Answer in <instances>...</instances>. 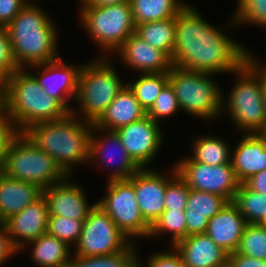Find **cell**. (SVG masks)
<instances>
[{
  "label": "cell",
  "mask_w": 266,
  "mask_h": 267,
  "mask_svg": "<svg viewBox=\"0 0 266 267\" xmlns=\"http://www.w3.org/2000/svg\"><path fill=\"white\" fill-rule=\"evenodd\" d=\"M227 22L225 28L210 24L188 2L176 16L172 65L212 75L231 74L241 68L252 52L225 33L227 28L238 26L232 17Z\"/></svg>",
  "instance_id": "6da1fadb"
},
{
  "label": "cell",
  "mask_w": 266,
  "mask_h": 267,
  "mask_svg": "<svg viewBox=\"0 0 266 267\" xmlns=\"http://www.w3.org/2000/svg\"><path fill=\"white\" fill-rule=\"evenodd\" d=\"M35 1L29 3L5 28L19 69L58 59V27Z\"/></svg>",
  "instance_id": "7a4b0ae2"
},
{
  "label": "cell",
  "mask_w": 266,
  "mask_h": 267,
  "mask_svg": "<svg viewBox=\"0 0 266 267\" xmlns=\"http://www.w3.org/2000/svg\"><path fill=\"white\" fill-rule=\"evenodd\" d=\"M93 123L69 113L60 120L40 122L23 133L51 156L67 176H73L78 164L89 162Z\"/></svg>",
  "instance_id": "3957f363"
},
{
  "label": "cell",
  "mask_w": 266,
  "mask_h": 267,
  "mask_svg": "<svg viewBox=\"0 0 266 267\" xmlns=\"http://www.w3.org/2000/svg\"><path fill=\"white\" fill-rule=\"evenodd\" d=\"M4 109L19 133L40 122L63 119L70 113L45 93L28 69L16 70L4 82Z\"/></svg>",
  "instance_id": "277c9868"
},
{
  "label": "cell",
  "mask_w": 266,
  "mask_h": 267,
  "mask_svg": "<svg viewBox=\"0 0 266 267\" xmlns=\"http://www.w3.org/2000/svg\"><path fill=\"white\" fill-rule=\"evenodd\" d=\"M112 57L97 56L84 62L79 76L77 105L72 114L94 123L127 85L121 80ZM78 107V110L77 108Z\"/></svg>",
  "instance_id": "5b68a950"
},
{
  "label": "cell",
  "mask_w": 266,
  "mask_h": 267,
  "mask_svg": "<svg viewBox=\"0 0 266 267\" xmlns=\"http://www.w3.org/2000/svg\"><path fill=\"white\" fill-rule=\"evenodd\" d=\"M233 76L236 81L230 93L223 91L221 114L229 115L238 132L255 134L266 124L261 78L246 63Z\"/></svg>",
  "instance_id": "8992f818"
},
{
  "label": "cell",
  "mask_w": 266,
  "mask_h": 267,
  "mask_svg": "<svg viewBox=\"0 0 266 267\" xmlns=\"http://www.w3.org/2000/svg\"><path fill=\"white\" fill-rule=\"evenodd\" d=\"M78 18L92 43L102 51L99 57H114V52L135 32L130 2L114 5H81Z\"/></svg>",
  "instance_id": "52a82bcc"
},
{
  "label": "cell",
  "mask_w": 266,
  "mask_h": 267,
  "mask_svg": "<svg viewBox=\"0 0 266 267\" xmlns=\"http://www.w3.org/2000/svg\"><path fill=\"white\" fill-rule=\"evenodd\" d=\"M214 76L171 67L168 72L169 84L183 113L210 122L221 117L223 90Z\"/></svg>",
  "instance_id": "ba28073f"
},
{
  "label": "cell",
  "mask_w": 266,
  "mask_h": 267,
  "mask_svg": "<svg viewBox=\"0 0 266 267\" xmlns=\"http://www.w3.org/2000/svg\"><path fill=\"white\" fill-rule=\"evenodd\" d=\"M0 170L8 177L36 184L42 189L60 183L67 177L54 159L24 133H19L11 141Z\"/></svg>",
  "instance_id": "9c48e42d"
},
{
  "label": "cell",
  "mask_w": 266,
  "mask_h": 267,
  "mask_svg": "<svg viewBox=\"0 0 266 267\" xmlns=\"http://www.w3.org/2000/svg\"><path fill=\"white\" fill-rule=\"evenodd\" d=\"M106 186L103 198L96 204L132 242L139 238L148 239L151 225L142 216L137 203L133 175L128 179L107 181Z\"/></svg>",
  "instance_id": "30bf717a"
},
{
  "label": "cell",
  "mask_w": 266,
  "mask_h": 267,
  "mask_svg": "<svg viewBox=\"0 0 266 267\" xmlns=\"http://www.w3.org/2000/svg\"><path fill=\"white\" fill-rule=\"evenodd\" d=\"M132 241L97 204L84 220L74 255L102 256L125 250Z\"/></svg>",
  "instance_id": "8fae6325"
},
{
  "label": "cell",
  "mask_w": 266,
  "mask_h": 267,
  "mask_svg": "<svg viewBox=\"0 0 266 267\" xmlns=\"http://www.w3.org/2000/svg\"><path fill=\"white\" fill-rule=\"evenodd\" d=\"M179 177L192 190L204 191L233 200L240 183L232 164L207 165L193 161L189 155L173 164Z\"/></svg>",
  "instance_id": "7c38bea8"
},
{
  "label": "cell",
  "mask_w": 266,
  "mask_h": 267,
  "mask_svg": "<svg viewBox=\"0 0 266 267\" xmlns=\"http://www.w3.org/2000/svg\"><path fill=\"white\" fill-rule=\"evenodd\" d=\"M89 163L94 165L96 163L95 166H99V168L110 167L109 169L112 171L109 175L107 174L108 181L128 179L141 169L127 153L116 131L94 125L91 130Z\"/></svg>",
  "instance_id": "4fadbf2b"
},
{
  "label": "cell",
  "mask_w": 266,
  "mask_h": 267,
  "mask_svg": "<svg viewBox=\"0 0 266 267\" xmlns=\"http://www.w3.org/2000/svg\"><path fill=\"white\" fill-rule=\"evenodd\" d=\"M30 73L47 95L57 99L70 113L74 106L70 104L76 100L78 94L79 76L83 64L72 65L63 61L61 56L53 61L28 66ZM72 99V100H71ZM73 106V107H72Z\"/></svg>",
  "instance_id": "5bb4252c"
},
{
  "label": "cell",
  "mask_w": 266,
  "mask_h": 267,
  "mask_svg": "<svg viewBox=\"0 0 266 267\" xmlns=\"http://www.w3.org/2000/svg\"><path fill=\"white\" fill-rule=\"evenodd\" d=\"M127 153L141 168H149L164 145L161 125L146 116L116 131ZM158 153V154H157Z\"/></svg>",
  "instance_id": "9a60e30c"
},
{
  "label": "cell",
  "mask_w": 266,
  "mask_h": 267,
  "mask_svg": "<svg viewBox=\"0 0 266 267\" xmlns=\"http://www.w3.org/2000/svg\"><path fill=\"white\" fill-rule=\"evenodd\" d=\"M171 168L168 173L165 171L160 173V169L156 170V168H141L133 174L137 203L142 216L151 226L165 210V189L167 183L177 174L173 165Z\"/></svg>",
  "instance_id": "2e32d148"
},
{
  "label": "cell",
  "mask_w": 266,
  "mask_h": 267,
  "mask_svg": "<svg viewBox=\"0 0 266 267\" xmlns=\"http://www.w3.org/2000/svg\"><path fill=\"white\" fill-rule=\"evenodd\" d=\"M122 62L121 65L128 67L136 73H168L171 69V58L162 50L156 49L144 41L135 32L114 52ZM130 67V68H129Z\"/></svg>",
  "instance_id": "e0dca14e"
},
{
  "label": "cell",
  "mask_w": 266,
  "mask_h": 267,
  "mask_svg": "<svg viewBox=\"0 0 266 267\" xmlns=\"http://www.w3.org/2000/svg\"><path fill=\"white\" fill-rule=\"evenodd\" d=\"M67 176L62 182L43 189V196L48 203L49 215L85 220L89 212L96 206V201L88 202L83 187L69 180Z\"/></svg>",
  "instance_id": "ac0fdd59"
},
{
  "label": "cell",
  "mask_w": 266,
  "mask_h": 267,
  "mask_svg": "<svg viewBox=\"0 0 266 267\" xmlns=\"http://www.w3.org/2000/svg\"><path fill=\"white\" fill-rule=\"evenodd\" d=\"M48 203L42 196L36 202L4 221L12 244L20 251L28 242L47 232Z\"/></svg>",
  "instance_id": "d6986e66"
},
{
  "label": "cell",
  "mask_w": 266,
  "mask_h": 267,
  "mask_svg": "<svg viewBox=\"0 0 266 267\" xmlns=\"http://www.w3.org/2000/svg\"><path fill=\"white\" fill-rule=\"evenodd\" d=\"M247 221L236 205L230 201L208 220L206 234L227 254L236 252Z\"/></svg>",
  "instance_id": "ffe728a7"
},
{
  "label": "cell",
  "mask_w": 266,
  "mask_h": 267,
  "mask_svg": "<svg viewBox=\"0 0 266 267\" xmlns=\"http://www.w3.org/2000/svg\"><path fill=\"white\" fill-rule=\"evenodd\" d=\"M173 247L185 267H227L228 254L206 233L187 236Z\"/></svg>",
  "instance_id": "44dd1931"
},
{
  "label": "cell",
  "mask_w": 266,
  "mask_h": 267,
  "mask_svg": "<svg viewBox=\"0 0 266 267\" xmlns=\"http://www.w3.org/2000/svg\"><path fill=\"white\" fill-rule=\"evenodd\" d=\"M234 149H232L231 163L240 184L253 175L266 170V147L255 133L242 134Z\"/></svg>",
  "instance_id": "7402d4cb"
},
{
  "label": "cell",
  "mask_w": 266,
  "mask_h": 267,
  "mask_svg": "<svg viewBox=\"0 0 266 267\" xmlns=\"http://www.w3.org/2000/svg\"><path fill=\"white\" fill-rule=\"evenodd\" d=\"M42 196L40 186L13 179L0 170V221L4 222Z\"/></svg>",
  "instance_id": "603a6c76"
},
{
  "label": "cell",
  "mask_w": 266,
  "mask_h": 267,
  "mask_svg": "<svg viewBox=\"0 0 266 267\" xmlns=\"http://www.w3.org/2000/svg\"><path fill=\"white\" fill-rule=\"evenodd\" d=\"M146 116L147 112L126 85L93 125L106 130L117 131L121 127L139 121Z\"/></svg>",
  "instance_id": "cb8c5ba5"
},
{
  "label": "cell",
  "mask_w": 266,
  "mask_h": 267,
  "mask_svg": "<svg viewBox=\"0 0 266 267\" xmlns=\"http://www.w3.org/2000/svg\"><path fill=\"white\" fill-rule=\"evenodd\" d=\"M228 202L220 195L190 189L184 210L187 236L206 233L208 220L221 211Z\"/></svg>",
  "instance_id": "d4e9b609"
},
{
  "label": "cell",
  "mask_w": 266,
  "mask_h": 267,
  "mask_svg": "<svg viewBox=\"0 0 266 267\" xmlns=\"http://www.w3.org/2000/svg\"><path fill=\"white\" fill-rule=\"evenodd\" d=\"M25 248L31 249L30 259L37 267H67L73 254L71 246L47 232L28 242L19 252Z\"/></svg>",
  "instance_id": "484cf974"
},
{
  "label": "cell",
  "mask_w": 266,
  "mask_h": 267,
  "mask_svg": "<svg viewBox=\"0 0 266 267\" xmlns=\"http://www.w3.org/2000/svg\"><path fill=\"white\" fill-rule=\"evenodd\" d=\"M193 138L192 153L189 156L193 161L207 165L232 164V148L224 137L220 138L211 133Z\"/></svg>",
  "instance_id": "4316f807"
},
{
  "label": "cell",
  "mask_w": 266,
  "mask_h": 267,
  "mask_svg": "<svg viewBox=\"0 0 266 267\" xmlns=\"http://www.w3.org/2000/svg\"><path fill=\"white\" fill-rule=\"evenodd\" d=\"M187 4L183 0H130L135 25L176 17Z\"/></svg>",
  "instance_id": "83f0119b"
},
{
  "label": "cell",
  "mask_w": 266,
  "mask_h": 267,
  "mask_svg": "<svg viewBox=\"0 0 266 267\" xmlns=\"http://www.w3.org/2000/svg\"><path fill=\"white\" fill-rule=\"evenodd\" d=\"M135 33L154 48L172 57L175 46L176 17L136 25Z\"/></svg>",
  "instance_id": "f1b7e54d"
},
{
  "label": "cell",
  "mask_w": 266,
  "mask_h": 267,
  "mask_svg": "<svg viewBox=\"0 0 266 267\" xmlns=\"http://www.w3.org/2000/svg\"><path fill=\"white\" fill-rule=\"evenodd\" d=\"M137 243L132 242L125 250L110 255L80 256L72 254L67 267H138ZM136 245V246H135Z\"/></svg>",
  "instance_id": "f546056e"
},
{
  "label": "cell",
  "mask_w": 266,
  "mask_h": 267,
  "mask_svg": "<svg viewBox=\"0 0 266 267\" xmlns=\"http://www.w3.org/2000/svg\"><path fill=\"white\" fill-rule=\"evenodd\" d=\"M133 82L126 83L142 108L148 112L155 100L169 83L168 73L139 74Z\"/></svg>",
  "instance_id": "4dcf8cb0"
},
{
  "label": "cell",
  "mask_w": 266,
  "mask_h": 267,
  "mask_svg": "<svg viewBox=\"0 0 266 267\" xmlns=\"http://www.w3.org/2000/svg\"><path fill=\"white\" fill-rule=\"evenodd\" d=\"M167 234V235H166ZM170 235V245L174 246L187 237L186 217L184 210L165 209L151 226L149 238H160Z\"/></svg>",
  "instance_id": "1f68e13d"
},
{
  "label": "cell",
  "mask_w": 266,
  "mask_h": 267,
  "mask_svg": "<svg viewBox=\"0 0 266 267\" xmlns=\"http://www.w3.org/2000/svg\"><path fill=\"white\" fill-rule=\"evenodd\" d=\"M232 202L247 223H262L266 218V195L249 189L244 183L239 185Z\"/></svg>",
  "instance_id": "d6a6232c"
},
{
  "label": "cell",
  "mask_w": 266,
  "mask_h": 267,
  "mask_svg": "<svg viewBox=\"0 0 266 267\" xmlns=\"http://www.w3.org/2000/svg\"><path fill=\"white\" fill-rule=\"evenodd\" d=\"M236 252L266 260V227L260 223H248Z\"/></svg>",
  "instance_id": "836d02e7"
},
{
  "label": "cell",
  "mask_w": 266,
  "mask_h": 267,
  "mask_svg": "<svg viewBox=\"0 0 266 267\" xmlns=\"http://www.w3.org/2000/svg\"><path fill=\"white\" fill-rule=\"evenodd\" d=\"M232 18L238 27L252 25L266 31V0H237Z\"/></svg>",
  "instance_id": "e575fe53"
},
{
  "label": "cell",
  "mask_w": 266,
  "mask_h": 267,
  "mask_svg": "<svg viewBox=\"0 0 266 267\" xmlns=\"http://www.w3.org/2000/svg\"><path fill=\"white\" fill-rule=\"evenodd\" d=\"M83 223L84 220L49 215L47 233L66 242L69 246L74 248L82 233Z\"/></svg>",
  "instance_id": "d590c367"
},
{
  "label": "cell",
  "mask_w": 266,
  "mask_h": 267,
  "mask_svg": "<svg viewBox=\"0 0 266 267\" xmlns=\"http://www.w3.org/2000/svg\"><path fill=\"white\" fill-rule=\"evenodd\" d=\"M180 111L176 94L172 86L168 83L147 112V116L160 124L162 120L169 119L173 115H177Z\"/></svg>",
  "instance_id": "8d00e7d4"
},
{
  "label": "cell",
  "mask_w": 266,
  "mask_h": 267,
  "mask_svg": "<svg viewBox=\"0 0 266 267\" xmlns=\"http://www.w3.org/2000/svg\"><path fill=\"white\" fill-rule=\"evenodd\" d=\"M190 188L176 174L168 183L165 189V209L185 210Z\"/></svg>",
  "instance_id": "74e56055"
},
{
  "label": "cell",
  "mask_w": 266,
  "mask_h": 267,
  "mask_svg": "<svg viewBox=\"0 0 266 267\" xmlns=\"http://www.w3.org/2000/svg\"><path fill=\"white\" fill-rule=\"evenodd\" d=\"M18 69L6 28L0 26V81L4 83Z\"/></svg>",
  "instance_id": "f35d334b"
},
{
  "label": "cell",
  "mask_w": 266,
  "mask_h": 267,
  "mask_svg": "<svg viewBox=\"0 0 266 267\" xmlns=\"http://www.w3.org/2000/svg\"><path fill=\"white\" fill-rule=\"evenodd\" d=\"M171 250L159 251L148 256V260L144 261L138 255V267H185L180 254L174 247Z\"/></svg>",
  "instance_id": "ab89813d"
},
{
  "label": "cell",
  "mask_w": 266,
  "mask_h": 267,
  "mask_svg": "<svg viewBox=\"0 0 266 267\" xmlns=\"http://www.w3.org/2000/svg\"><path fill=\"white\" fill-rule=\"evenodd\" d=\"M19 134L13 120L3 109L0 112V169L3 166L5 155L11 141Z\"/></svg>",
  "instance_id": "60d3db41"
},
{
  "label": "cell",
  "mask_w": 266,
  "mask_h": 267,
  "mask_svg": "<svg viewBox=\"0 0 266 267\" xmlns=\"http://www.w3.org/2000/svg\"><path fill=\"white\" fill-rule=\"evenodd\" d=\"M30 0H0V26L6 27Z\"/></svg>",
  "instance_id": "b9f144b4"
},
{
  "label": "cell",
  "mask_w": 266,
  "mask_h": 267,
  "mask_svg": "<svg viewBox=\"0 0 266 267\" xmlns=\"http://www.w3.org/2000/svg\"><path fill=\"white\" fill-rule=\"evenodd\" d=\"M17 253L19 250L12 244L4 222L0 221V267Z\"/></svg>",
  "instance_id": "7bdbcfd3"
},
{
  "label": "cell",
  "mask_w": 266,
  "mask_h": 267,
  "mask_svg": "<svg viewBox=\"0 0 266 267\" xmlns=\"http://www.w3.org/2000/svg\"><path fill=\"white\" fill-rule=\"evenodd\" d=\"M227 267H266V260L255 259L233 252L228 254Z\"/></svg>",
  "instance_id": "ee69618b"
},
{
  "label": "cell",
  "mask_w": 266,
  "mask_h": 267,
  "mask_svg": "<svg viewBox=\"0 0 266 267\" xmlns=\"http://www.w3.org/2000/svg\"><path fill=\"white\" fill-rule=\"evenodd\" d=\"M257 59L259 58L251 53L246 61V64L261 78L266 111V63L263 64L260 59Z\"/></svg>",
  "instance_id": "f6af8a7d"
},
{
  "label": "cell",
  "mask_w": 266,
  "mask_h": 267,
  "mask_svg": "<svg viewBox=\"0 0 266 267\" xmlns=\"http://www.w3.org/2000/svg\"><path fill=\"white\" fill-rule=\"evenodd\" d=\"M244 184L251 190L266 195V170L253 175Z\"/></svg>",
  "instance_id": "bcb514c9"
},
{
  "label": "cell",
  "mask_w": 266,
  "mask_h": 267,
  "mask_svg": "<svg viewBox=\"0 0 266 267\" xmlns=\"http://www.w3.org/2000/svg\"><path fill=\"white\" fill-rule=\"evenodd\" d=\"M130 2V0H85L80 5H97V6H106L114 5L119 3Z\"/></svg>",
  "instance_id": "7dc6e473"
},
{
  "label": "cell",
  "mask_w": 266,
  "mask_h": 267,
  "mask_svg": "<svg viewBox=\"0 0 266 267\" xmlns=\"http://www.w3.org/2000/svg\"><path fill=\"white\" fill-rule=\"evenodd\" d=\"M4 109V83L0 81V112Z\"/></svg>",
  "instance_id": "c3c4849f"
},
{
  "label": "cell",
  "mask_w": 266,
  "mask_h": 267,
  "mask_svg": "<svg viewBox=\"0 0 266 267\" xmlns=\"http://www.w3.org/2000/svg\"><path fill=\"white\" fill-rule=\"evenodd\" d=\"M266 147V124L256 133Z\"/></svg>",
  "instance_id": "681fc988"
},
{
  "label": "cell",
  "mask_w": 266,
  "mask_h": 267,
  "mask_svg": "<svg viewBox=\"0 0 266 267\" xmlns=\"http://www.w3.org/2000/svg\"><path fill=\"white\" fill-rule=\"evenodd\" d=\"M261 224L266 227V218Z\"/></svg>",
  "instance_id": "f907efd6"
},
{
  "label": "cell",
  "mask_w": 266,
  "mask_h": 267,
  "mask_svg": "<svg viewBox=\"0 0 266 267\" xmlns=\"http://www.w3.org/2000/svg\"><path fill=\"white\" fill-rule=\"evenodd\" d=\"M78 1H80L79 4H82L85 0H78Z\"/></svg>",
  "instance_id": "816d5d0a"
}]
</instances>
